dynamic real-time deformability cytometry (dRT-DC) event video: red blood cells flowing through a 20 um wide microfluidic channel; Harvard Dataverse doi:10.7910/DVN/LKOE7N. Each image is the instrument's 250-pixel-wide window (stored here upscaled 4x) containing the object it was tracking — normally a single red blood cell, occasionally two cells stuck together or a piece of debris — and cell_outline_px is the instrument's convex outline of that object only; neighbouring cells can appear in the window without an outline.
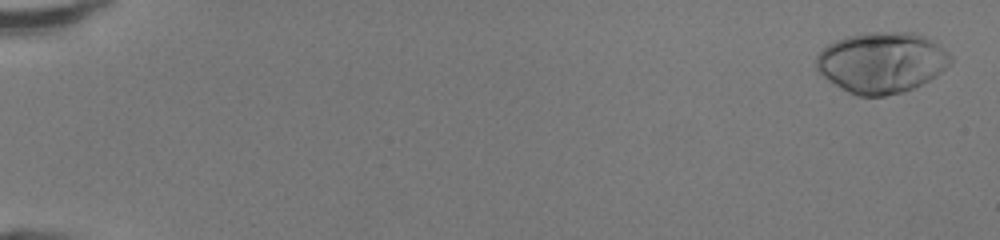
{"species": "human", "species_latin": "Homo sapiens", "temperature_condition": "room temperature", "stored_images_in_passage": 49, "camera_frame_rate_fps": 3000, "um_per_image_px": 0.085, "donor": {"sex": "female"}, "frame": {"image": 1, "passage_image": 2, "time_ms": 0.333, "image_size_px": [1000, 240], "cell_outline_px": [[952, 60], [936, 76], [904, 92], [884, 96], [856, 96], [848, 92], [828, 80], [816, 72], [816, 56], [828, 44], [836, 40], [848, 36], [868, 32], [916, 32], [932, 40], [948, 52], [952, 56]], "centroid_in_image_um": [74.92, 5.31], "position_along_channel_um": 10.1, "area_um2": 47.63}}
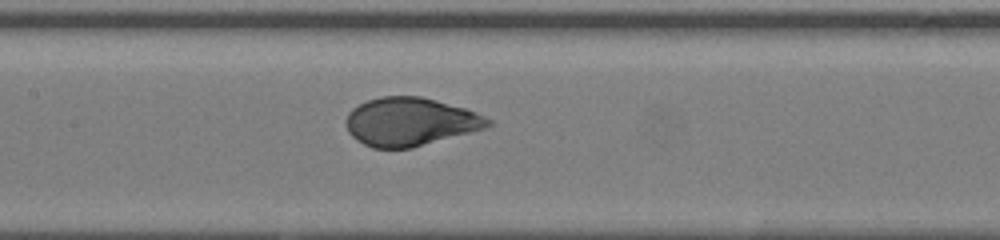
{"frame": {"image": 2, "passage_image": 26, "time_ms": 8.333, "image_size_px": [1000, 240], "cell_outline_px": [[492, 124], [484, 128], [412, 148], [372, 148], [356, 140], [348, 132], [344, 120], [348, 112], [352, 108], [368, 100], [380, 96], [420, 96], [436, 100], [464, 108], [476, 112], [492, 120]], "centroid_in_image_um": [34.82, 10.34], "position_along_channel_um": 172.6, "area_um2": 39.88}}
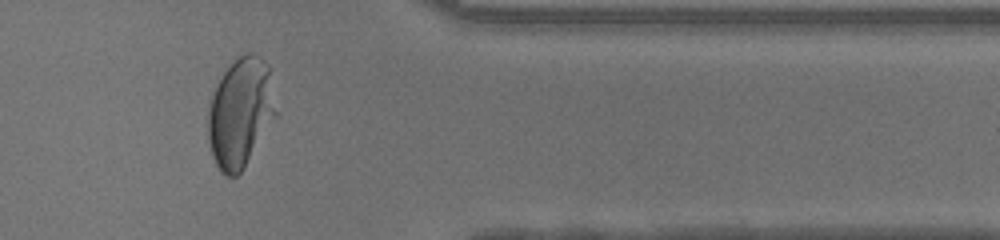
{"frame": {"image": 3, "passage_image": 42, "time_ms": 13.667, "image_size_px": [1000, 240], "cell_outline_px": [[276, 116], [240, 172], [236, 176], [228, 176], [220, 172], [212, 156], [208, 144], [208, 108], [212, 96], [224, 72], [240, 56], [248, 52], [252, 52], [260, 56], [268, 64], [276, 112]], "centroid_in_image_um": [20.42, 9.59], "position_along_channel_um": 391.0, "area_um2": 42.6}, "authors_computed_cell_mechanics": {"area_um2": 41.4426, "velocity_mm_per_s": 4.2946, "shape_relaxation_time_tau1_ms": 3.199, "shape_relaxation_time_tau2_ms": null, "deformation_change_tau1": 0.2117, "deformation_change_tau2": null}}